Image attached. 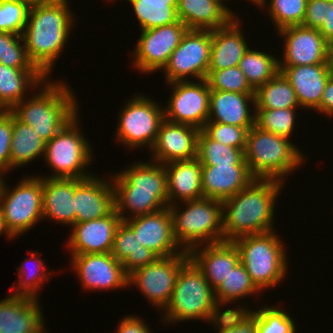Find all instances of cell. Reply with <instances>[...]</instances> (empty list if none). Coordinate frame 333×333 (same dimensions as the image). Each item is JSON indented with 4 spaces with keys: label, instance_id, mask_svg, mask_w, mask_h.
Here are the masks:
<instances>
[{
    "label": "cell",
    "instance_id": "cell-1",
    "mask_svg": "<svg viewBox=\"0 0 333 333\" xmlns=\"http://www.w3.org/2000/svg\"><path fill=\"white\" fill-rule=\"evenodd\" d=\"M67 0H53L30 7L22 34L30 62L45 76H50L74 26V15ZM72 14V15H71Z\"/></svg>",
    "mask_w": 333,
    "mask_h": 333
},
{
    "label": "cell",
    "instance_id": "cell-2",
    "mask_svg": "<svg viewBox=\"0 0 333 333\" xmlns=\"http://www.w3.org/2000/svg\"><path fill=\"white\" fill-rule=\"evenodd\" d=\"M283 184L275 179H254L235 196L224 200V241L274 231L275 202Z\"/></svg>",
    "mask_w": 333,
    "mask_h": 333
},
{
    "label": "cell",
    "instance_id": "cell-3",
    "mask_svg": "<svg viewBox=\"0 0 333 333\" xmlns=\"http://www.w3.org/2000/svg\"><path fill=\"white\" fill-rule=\"evenodd\" d=\"M155 163H135L111 177L115 210L122 221L127 219V212L135 217L168 207L165 166Z\"/></svg>",
    "mask_w": 333,
    "mask_h": 333
},
{
    "label": "cell",
    "instance_id": "cell-4",
    "mask_svg": "<svg viewBox=\"0 0 333 333\" xmlns=\"http://www.w3.org/2000/svg\"><path fill=\"white\" fill-rule=\"evenodd\" d=\"M47 82L42 83L43 88L38 94H33L29 100L23 99L10 110L19 121L31 126L46 143L79 114L78 101L70 87L61 81L50 82L48 78Z\"/></svg>",
    "mask_w": 333,
    "mask_h": 333
},
{
    "label": "cell",
    "instance_id": "cell-5",
    "mask_svg": "<svg viewBox=\"0 0 333 333\" xmlns=\"http://www.w3.org/2000/svg\"><path fill=\"white\" fill-rule=\"evenodd\" d=\"M244 157L255 179H275L281 182H284V176L305 161L304 155L292 141L256 125L248 130Z\"/></svg>",
    "mask_w": 333,
    "mask_h": 333
},
{
    "label": "cell",
    "instance_id": "cell-6",
    "mask_svg": "<svg viewBox=\"0 0 333 333\" xmlns=\"http://www.w3.org/2000/svg\"><path fill=\"white\" fill-rule=\"evenodd\" d=\"M220 310L215 290L189 259L177 276L172 297L165 308L164 320L174 323L198 319L212 323L224 312Z\"/></svg>",
    "mask_w": 333,
    "mask_h": 333
},
{
    "label": "cell",
    "instance_id": "cell-7",
    "mask_svg": "<svg viewBox=\"0 0 333 333\" xmlns=\"http://www.w3.org/2000/svg\"><path fill=\"white\" fill-rule=\"evenodd\" d=\"M184 203L186 207L181 212L176 205L168 206L174 237L180 248L189 252L197 246L203 248L202 243L224 241L221 201L203 197Z\"/></svg>",
    "mask_w": 333,
    "mask_h": 333
},
{
    "label": "cell",
    "instance_id": "cell-8",
    "mask_svg": "<svg viewBox=\"0 0 333 333\" xmlns=\"http://www.w3.org/2000/svg\"><path fill=\"white\" fill-rule=\"evenodd\" d=\"M274 233L244 235L233 240L240 262L262 291L278 285L285 278L288 268L284 245L280 236Z\"/></svg>",
    "mask_w": 333,
    "mask_h": 333
},
{
    "label": "cell",
    "instance_id": "cell-9",
    "mask_svg": "<svg viewBox=\"0 0 333 333\" xmlns=\"http://www.w3.org/2000/svg\"><path fill=\"white\" fill-rule=\"evenodd\" d=\"M76 114L45 147V161L54 174L47 178L84 179L92 176L85 167L94 157L91 145L78 127ZM86 172V173H85Z\"/></svg>",
    "mask_w": 333,
    "mask_h": 333
},
{
    "label": "cell",
    "instance_id": "cell-10",
    "mask_svg": "<svg viewBox=\"0 0 333 333\" xmlns=\"http://www.w3.org/2000/svg\"><path fill=\"white\" fill-rule=\"evenodd\" d=\"M41 177L23 178L11 191L5 181L2 184L0 207L11 238L22 235L43 219Z\"/></svg>",
    "mask_w": 333,
    "mask_h": 333
},
{
    "label": "cell",
    "instance_id": "cell-11",
    "mask_svg": "<svg viewBox=\"0 0 333 333\" xmlns=\"http://www.w3.org/2000/svg\"><path fill=\"white\" fill-rule=\"evenodd\" d=\"M164 119V109L155 100L137 95L120 111L115 134L124 146L137 149L147 145L150 149Z\"/></svg>",
    "mask_w": 333,
    "mask_h": 333
},
{
    "label": "cell",
    "instance_id": "cell-12",
    "mask_svg": "<svg viewBox=\"0 0 333 333\" xmlns=\"http://www.w3.org/2000/svg\"><path fill=\"white\" fill-rule=\"evenodd\" d=\"M211 45L212 30L188 29L163 68L167 83L188 81L189 76L197 80L206 79Z\"/></svg>",
    "mask_w": 333,
    "mask_h": 333
},
{
    "label": "cell",
    "instance_id": "cell-13",
    "mask_svg": "<svg viewBox=\"0 0 333 333\" xmlns=\"http://www.w3.org/2000/svg\"><path fill=\"white\" fill-rule=\"evenodd\" d=\"M184 252L169 257H158L154 262L137 269L128 276V285L134 284L152 305L167 307L182 266L189 260Z\"/></svg>",
    "mask_w": 333,
    "mask_h": 333
},
{
    "label": "cell",
    "instance_id": "cell-14",
    "mask_svg": "<svg viewBox=\"0 0 333 333\" xmlns=\"http://www.w3.org/2000/svg\"><path fill=\"white\" fill-rule=\"evenodd\" d=\"M169 83L173 91L164 109L165 119L202 130L209 119L210 88L206 79Z\"/></svg>",
    "mask_w": 333,
    "mask_h": 333
},
{
    "label": "cell",
    "instance_id": "cell-15",
    "mask_svg": "<svg viewBox=\"0 0 333 333\" xmlns=\"http://www.w3.org/2000/svg\"><path fill=\"white\" fill-rule=\"evenodd\" d=\"M187 30L186 25L180 20L169 25L141 30L134 48L136 58L133 65L140 72L152 73L163 70Z\"/></svg>",
    "mask_w": 333,
    "mask_h": 333
},
{
    "label": "cell",
    "instance_id": "cell-16",
    "mask_svg": "<svg viewBox=\"0 0 333 333\" xmlns=\"http://www.w3.org/2000/svg\"><path fill=\"white\" fill-rule=\"evenodd\" d=\"M123 222L135 233L142 246L150 249L158 257L186 252L179 248L175 240L169 207L152 214L127 217Z\"/></svg>",
    "mask_w": 333,
    "mask_h": 333
},
{
    "label": "cell",
    "instance_id": "cell-17",
    "mask_svg": "<svg viewBox=\"0 0 333 333\" xmlns=\"http://www.w3.org/2000/svg\"><path fill=\"white\" fill-rule=\"evenodd\" d=\"M72 268L81 280L84 289L108 290L124 288L128 276L122 263L111 253L72 255Z\"/></svg>",
    "mask_w": 333,
    "mask_h": 333
},
{
    "label": "cell",
    "instance_id": "cell-18",
    "mask_svg": "<svg viewBox=\"0 0 333 333\" xmlns=\"http://www.w3.org/2000/svg\"><path fill=\"white\" fill-rule=\"evenodd\" d=\"M278 32L285 38L284 59L279 60V67L328 63V42L318 29L297 25Z\"/></svg>",
    "mask_w": 333,
    "mask_h": 333
},
{
    "label": "cell",
    "instance_id": "cell-19",
    "mask_svg": "<svg viewBox=\"0 0 333 333\" xmlns=\"http://www.w3.org/2000/svg\"><path fill=\"white\" fill-rule=\"evenodd\" d=\"M199 132L200 130L196 127L164 119L151 148L152 159H154L151 161L167 164L172 161L197 158Z\"/></svg>",
    "mask_w": 333,
    "mask_h": 333
},
{
    "label": "cell",
    "instance_id": "cell-20",
    "mask_svg": "<svg viewBox=\"0 0 333 333\" xmlns=\"http://www.w3.org/2000/svg\"><path fill=\"white\" fill-rule=\"evenodd\" d=\"M114 209L109 215L75 223L67 245L72 255L110 253L115 231L121 222Z\"/></svg>",
    "mask_w": 333,
    "mask_h": 333
},
{
    "label": "cell",
    "instance_id": "cell-21",
    "mask_svg": "<svg viewBox=\"0 0 333 333\" xmlns=\"http://www.w3.org/2000/svg\"><path fill=\"white\" fill-rule=\"evenodd\" d=\"M114 209V188L110 179H99L94 175L77 179L74 193L75 223L101 218Z\"/></svg>",
    "mask_w": 333,
    "mask_h": 333
},
{
    "label": "cell",
    "instance_id": "cell-22",
    "mask_svg": "<svg viewBox=\"0 0 333 333\" xmlns=\"http://www.w3.org/2000/svg\"><path fill=\"white\" fill-rule=\"evenodd\" d=\"M38 303L36 298L13 294L2 299L0 333H46Z\"/></svg>",
    "mask_w": 333,
    "mask_h": 333
},
{
    "label": "cell",
    "instance_id": "cell-23",
    "mask_svg": "<svg viewBox=\"0 0 333 333\" xmlns=\"http://www.w3.org/2000/svg\"><path fill=\"white\" fill-rule=\"evenodd\" d=\"M191 249L189 258L202 271L211 287L215 290L231 270L240 262L237 246L233 241L206 244Z\"/></svg>",
    "mask_w": 333,
    "mask_h": 333
},
{
    "label": "cell",
    "instance_id": "cell-24",
    "mask_svg": "<svg viewBox=\"0 0 333 333\" xmlns=\"http://www.w3.org/2000/svg\"><path fill=\"white\" fill-rule=\"evenodd\" d=\"M279 70L294 89L300 108L320 107L325 85L332 75L328 63L279 67Z\"/></svg>",
    "mask_w": 333,
    "mask_h": 333
},
{
    "label": "cell",
    "instance_id": "cell-25",
    "mask_svg": "<svg viewBox=\"0 0 333 333\" xmlns=\"http://www.w3.org/2000/svg\"><path fill=\"white\" fill-rule=\"evenodd\" d=\"M254 179L248 165H202L203 197L223 202Z\"/></svg>",
    "mask_w": 333,
    "mask_h": 333
},
{
    "label": "cell",
    "instance_id": "cell-26",
    "mask_svg": "<svg viewBox=\"0 0 333 333\" xmlns=\"http://www.w3.org/2000/svg\"><path fill=\"white\" fill-rule=\"evenodd\" d=\"M254 94L211 90L207 122L230 124L249 130L255 125V112L250 114L248 104L252 102L255 105Z\"/></svg>",
    "mask_w": 333,
    "mask_h": 333
},
{
    "label": "cell",
    "instance_id": "cell-27",
    "mask_svg": "<svg viewBox=\"0 0 333 333\" xmlns=\"http://www.w3.org/2000/svg\"><path fill=\"white\" fill-rule=\"evenodd\" d=\"M235 17L224 27L212 30V45L208 74L213 70H222L238 66L249 49L240 29V18ZM240 23V25H239Z\"/></svg>",
    "mask_w": 333,
    "mask_h": 333
},
{
    "label": "cell",
    "instance_id": "cell-28",
    "mask_svg": "<svg viewBox=\"0 0 333 333\" xmlns=\"http://www.w3.org/2000/svg\"><path fill=\"white\" fill-rule=\"evenodd\" d=\"M167 175L168 206L203 198L202 164L197 158L164 164ZM182 201H181V200Z\"/></svg>",
    "mask_w": 333,
    "mask_h": 333
},
{
    "label": "cell",
    "instance_id": "cell-29",
    "mask_svg": "<svg viewBox=\"0 0 333 333\" xmlns=\"http://www.w3.org/2000/svg\"><path fill=\"white\" fill-rule=\"evenodd\" d=\"M220 0H177V16L188 29L215 30L235 16Z\"/></svg>",
    "mask_w": 333,
    "mask_h": 333
},
{
    "label": "cell",
    "instance_id": "cell-30",
    "mask_svg": "<svg viewBox=\"0 0 333 333\" xmlns=\"http://www.w3.org/2000/svg\"><path fill=\"white\" fill-rule=\"evenodd\" d=\"M77 179L42 177L43 219L49 218L65 225L75 224L74 193Z\"/></svg>",
    "mask_w": 333,
    "mask_h": 333
},
{
    "label": "cell",
    "instance_id": "cell-31",
    "mask_svg": "<svg viewBox=\"0 0 333 333\" xmlns=\"http://www.w3.org/2000/svg\"><path fill=\"white\" fill-rule=\"evenodd\" d=\"M45 80L38 69H18L0 63V110H11L26 98L28 88H40Z\"/></svg>",
    "mask_w": 333,
    "mask_h": 333
},
{
    "label": "cell",
    "instance_id": "cell-32",
    "mask_svg": "<svg viewBox=\"0 0 333 333\" xmlns=\"http://www.w3.org/2000/svg\"><path fill=\"white\" fill-rule=\"evenodd\" d=\"M110 253L122 263L127 276L158 258L154 252L142 246L135 233L123 221L117 226Z\"/></svg>",
    "mask_w": 333,
    "mask_h": 333
},
{
    "label": "cell",
    "instance_id": "cell-33",
    "mask_svg": "<svg viewBox=\"0 0 333 333\" xmlns=\"http://www.w3.org/2000/svg\"><path fill=\"white\" fill-rule=\"evenodd\" d=\"M46 142L29 125L19 121L12 113V139L10 144V169L28 164L44 156Z\"/></svg>",
    "mask_w": 333,
    "mask_h": 333
},
{
    "label": "cell",
    "instance_id": "cell-34",
    "mask_svg": "<svg viewBox=\"0 0 333 333\" xmlns=\"http://www.w3.org/2000/svg\"><path fill=\"white\" fill-rule=\"evenodd\" d=\"M254 98V109H286L300 107L294 89L280 71L255 90Z\"/></svg>",
    "mask_w": 333,
    "mask_h": 333
},
{
    "label": "cell",
    "instance_id": "cell-35",
    "mask_svg": "<svg viewBox=\"0 0 333 333\" xmlns=\"http://www.w3.org/2000/svg\"><path fill=\"white\" fill-rule=\"evenodd\" d=\"M112 1V0H111ZM139 22L140 30H148L178 22L177 0H127Z\"/></svg>",
    "mask_w": 333,
    "mask_h": 333
},
{
    "label": "cell",
    "instance_id": "cell-36",
    "mask_svg": "<svg viewBox=\"0 0 333 333\" xmlns=\"http://www.w3.org/2000/svg\"><path fill=\"white\" fill-rule=\"evenodd\" d=\"M250 86L256 90L274 77L279 70V59L259 50L245 52L238 65Z\"/></svg>",
    "mask_w": 333,
    "mask_h": 333
},
{
    "label": "cell",
    "instance_id": "cell-37",
    "mask_svg": "<svg viewBox=\"0 0 333 333\" xmlns=\"http://www.w3.org/2000/svg\"><path fill=\"white\" fill-rule=\"evenodd\" d=\"M244 149L212 140L202 130L198 134L197 159L202 165H247Z\"/></svg>",
    "mask_w": 333,
    "mask_h": 333
},
{
    "label": "cell",
    "instance_id": "cell-38",
    "mask_svg": "<svg viewBox=\"0 0 333 333\" xmlns=\"http://www.w3.org/2000/svg\"><path fill=\"white\" fill-rule=\"evenodd\" d=\"M260 291L243 264L239 262L215 289V297L218 305L222 307V305L233 303L239 298H244Z\"/></svg>",
    "mask_w": 333,
    "mask_h": 333
},
{
    "label": "cell",
    "instance_id": "cell-39",
    "mask_svg": "<svg viewBox=\"0 0 333 333\" xmlns=\"http://www.w3.org/2000/svg\"><path fill=\"white\" fill-rule=\"evenodd\" d=\"M296 109H255V125L264 131L290 139L296 123Z\"/></svg>",
    "mask_w": 333,
    "mask_h": 333
},
{
    "label": "cell",
    "instance_id": "cell-40",
    "mask_svg": "<svg viewBox=\"0 0 333 333\" xmlns=\"http://www.w3.org/2000/svg\"><path fill=\"white\" fill-rule=\"evenodd\" d=\"M38 256L40 257V255L34 251L33 254L31 253V257H28L29 261L31 258L33 259L35 265H33L35 267H33V270L27 267L30 264L26 259L18 267V274H20V279L18 284L19 286L17 288L13 286V291L16 289V292L14 291L13 293L14 295L27 296L38 299L39 295H37V293L39 292L38 290H40L39 288L42 286V282L44 280L47 281V278L49 279V274H47L48 272L43 266V260L39 259ZM27 269H29V271Z\"/></svg>",
    "mask_w": 333,
    "mask_h": 333
},
{
    "label": "cell",
    "instance_id": "cell-41",
    "mask_svg": "<svg viewBox=\"0 0 333 333\" xmlns=\"http://www.w3.org/2000/svg\"><path fill=\"white\" fill-rule=\"evenodd\" d=\"M308 0H270L268 14L272 18L277 31L302 25Z\"/></svg>",
    "mask_w": 333,
    "mask_h": 333
},
{
    "label": "cell",
    "instance_id": "cell-42",
    "mask_svg": "<svg viewBox=\"0 0 333 333\" xmlns=\"http://www.w3.org/2000/svg\"><path fill=\"white\" fill-rule=\"evenodd\" d=\"M282 310L275 306L250 310L256 316V333H295L294 319Z\"/></svg>",
    "mask_w": 333,
    "mask_h": 333
},
{
    "label": "cell",
    "instance_id": "cell-43",
    "mask_svg": "<svg viewBox=\"0 0 333 333\" xmlns=\"http://www.w3.org/2000/svg\"><path fill=\"white\" fill-rule=\"evenodd\" d=\"M0 63L18 69H37L27 56L22 35L15 33L0 32Z\"/></svg>",
    "mask_w": 333,
    "mask_h": 333
},
{
    "label": "cell",
    "instance_id": "cell-44",
    "mask_svg": "<svg viewBox=\"0 0 333 333\" xmlns=\"http://www.w3.org/2000/svg\"><path fill=\"white\" fill-rule=\"evenodd\" d=\"M239 307L226 309L212 322L218 333H256V316L240 304Z\"/></svg>",
    "mask_w": 333,
    "mask_h": 333
},
{
    "label": "cell",
    "instance_id": "cell-45",
    "mask_svg": "<svg viewBox=\"0 0 333 333\" xmlns=\"http://www.w3.org/2000/svg\"><path fill=\"white\" fill-rule=\"evenodd\" d=\"M210 90L255 93L238 66L211 71L206 78Z\"/></svg>",
    "mask_w": 333,
    "mask_h": 333
},
{
    "label": "cell",
    "instance_id": "cell-46",
    "mask_svg": "<svg viewBox=\"0 0 333 333\" xmlns=\"http://www.w3.org/2000/svg\"><path fill=\"white\" fill-rule=\"evenodd\" d=\"M30 7L17 0H0V32L22 35Z\"/></svg>",
    "mask_w": 333,
    "mask_h": 333
},
{
    "label": "cell",
    "instance_id": "cell-47",
    "mask_svg": "<svg viewBox=\"0 0 333 333\" xmlns=\"http://www.w3.org/2000/svg\"><path fill=\"white\" fill-rule=\"evenodd\" d=\"M202 131L212 140L233 148H245L248 130L244 127L206 122Z\"/></svg>",
    "mask_w": 333,
    "mask_h": 333
},
{
    "label": "cell",
    "instance_id": "cell-48",
    "mask_svg": "<svg viewBox=\"0 0 333 333\" xmlns=\"http://www.w3.org/2000/svg\"><path fill=\"white\" fill-rule=\"evenodd\" d=\"M12 139V112L0 110V171L10 170V144Z\"/></svg>",
    "mask_w": 333,
    "mask_h": 333
},
{
    "label": "cell",
    "instance_id": "cell-49",
    "mask_svg": "<svg viewBox=\"0 0 333 333\" xmlns=\"http://www.w3.org/2000/svg\"><path fill=\"white\" fill-rule=\"evenodd\" d=\"M326 0H308L302 26L320 29L325 20Z\"/></svg>",
    "mask_w": 333,
    "mask_h": 333
},
{
    "label": "cell",
    "instance_id": "cell-50",
    "mask_svg": "<svg viewBox=\"0 0 333 333\" xmlns=\"http://www.w3.org/2000/svg\"><path fill=\"white\" fill-rule=\"evenodd\" d=\"M117 331V333H152L144 320L142 321L139 317L132 315L124 317L120 321Z\"/></svg>",
    "mask_w": 333,
    "mask_h": 333
},
{
    "label": "cell",
    "instance_id": "cell-51",
    "mask_svg": "<svg viewBox=\"0 0 333 333\" xmlns=\"http://www.w3.org/2000/svg\"><path fill=\"white\" fill-rule=\"evenodd\" d=\"M316 111L322 112L330 117L333 116V75L328 78L321 97L320 107Z\"/></svg>",
    "mask_w": 333,
    "mask_h": 333
},
{
    "label": "cell",
    "instance_id": "cell-52",
    "mask_svg": "<svg viewBox=\"0 0 333 333\" xmlns=\"http://www.w3.org/2000/svg\"><path fill=\"white\" fill-rule=\"evenodd\" d=\"M319 32L328 43L333 42V0H326L325 20Z\"/></svg>",
    "mask_w": 333,
    "mask_h": 333
},
{
    "label": "cell",
    "instance_id": "cell-53",
    "mask_svg": "<svg viewBox=\"0 0 333 333\" xmlns=\"http://www.w3.org/2000/svg\"><path fill=\"white\" fill-rule=\"evenodd\" d=\"M328 65L329 70L333 75V42L328 43Z\"/></svg>",
    "mask_w": 333,
    "mask_h": 333
},
{
    "label": "cell",
    "instance_id": "cell-54",
    "mask_svg": "<svg viewBox=\"0 0 333 333\" xmlns=\"http://www.w3.org/2000/svg\"><path fill=\"white\" fill-rule=\"evenodd\" d=\"M17 1H21L22 3L27 4L29 7H33L36 5L49 3L53 0H17Z\"/></svg>",
    "mask_w": 333,
    "mask_h": 333
},
{
    "label": "cell",
    "instance_id": "cell-55",
    "mask_svg": "<svg viewBox=\"0 0 333 333\" xmlns=\"http://www.w3.org/2000/svg\"><path fill=\"white\" fill-rule=\"evenodd\" d=\"M2 233H6L5 235L8 236V238L11 236L8 234V231L6 229L5 223H4V218H3V213H2V209L0 207V234Z\"/></svg>",
    "mask_w": 333,
    "mask_h": 333
},
{
    "label": "cell",
    "instance_id": "cell-56",
    "mask_svg": "<svg viewBox=\"0 0 333 333\" xmlns=\"http://www.w3.org/2000/svg\"><path fill=\"white\" fill-rule=\"evenodd\" d=\"M251 1L261 8H263V6H266V0H251Z\"/></svg>",
    "mask_w": 333,
    "mask_h": 333
},
{
    "label": "cell",
    "instance_id": "cell-57",
    "mask_svg": "<svg viewBox=\"0 0 333 333\" xmlns=\"http://www.w3.org/2000/svg\"><path fill=\"white\" fill-rule=\"evenodd\" d=\"M2 176H3V173H2V171H0V192H1L2 184L4 182V179L2 178Z\"/></svg>",
    "mask_w": 333,
    "mask_h": 333
}]
</instances>
